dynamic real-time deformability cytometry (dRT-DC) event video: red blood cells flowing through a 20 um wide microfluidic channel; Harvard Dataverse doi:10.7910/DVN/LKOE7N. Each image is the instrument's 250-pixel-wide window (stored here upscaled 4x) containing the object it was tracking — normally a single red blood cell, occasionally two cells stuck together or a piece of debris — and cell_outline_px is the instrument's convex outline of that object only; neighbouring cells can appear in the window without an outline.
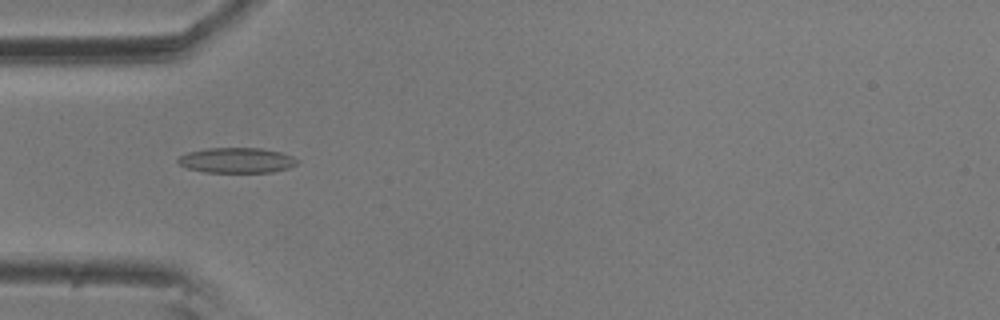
{"species": "common noctule bat (a hibernating species)", "species_latin": "Nyctalus noctula", "temperature_condition": "room temperature", "stored_images_in_passage": 10, "camera_frame_rate_fps": 3000, "um_per_image_px": 0.085, "animal": {"sex": "male", "body_mass_g": 20.5, "forearm_length_mm": 52.5}, "frame": {"image": 1, "passage_image": 5, "time_ms": 1.333, "image_size_px": [1000, 320], "cell_outline_px": [[300, 160], [296, 164], [288, 168], [272, 172], [204, 172], [188, 168], [180, 164], [176, 160], [180, 156], [188, 152], [208, 148], [260, 148], [280, 152], [292, 156]], "centroid_in_image_um": [20.13, 13.62], "position_along_channel_um": 64.9, "area_um2": 17.46}}
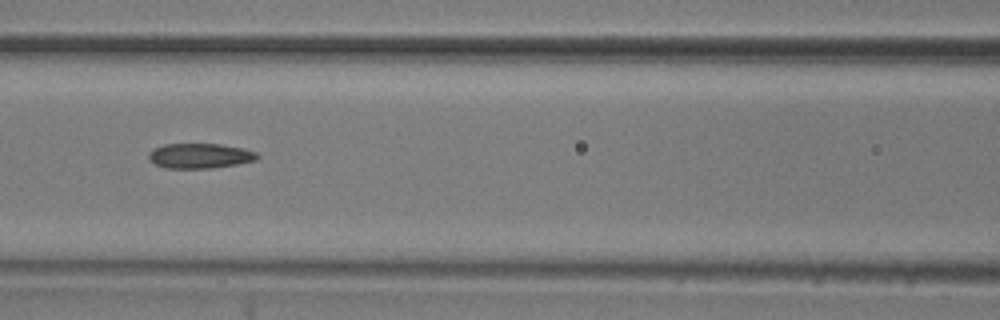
{"frame": {"image": 2, "passage_image": 7, "time_ms": 2.0, "image_size_px": [1000, 320], "cell_outline_px": [[260, 156], [256, 160], [236, 164], [212, 168], [164, 168], [156, 164], [148, 156], [148, 152], [152, 148], [164, 144], [220, 144], [244, 148], [256, 152]], "centroid_in_image_um": [16.99, 13.24], "position_along_channel_um": 149.6, "area_um2": 15.84}}
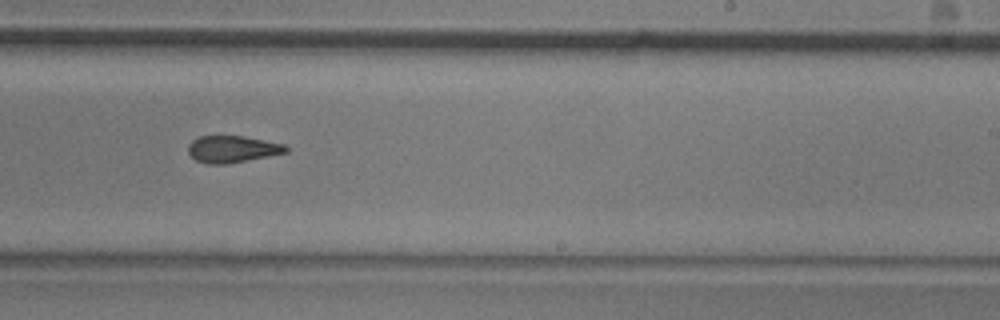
{"frame": {"image": 3, "passage_image": 10, "time_ms": 3.0, "image_size_px": [1000, 320], "cell_outline_px": [[288, 152], [228, 164], [208, 164], [196, 160], [188, 152], [188, 144], [192, 140], [200, 136], [244, 136], [284, 144], [288, 148]], "centroid_in_image_um": [19.74, 12.67], "position_along_channel_um": 269.3, "area_um2": 15.26}}